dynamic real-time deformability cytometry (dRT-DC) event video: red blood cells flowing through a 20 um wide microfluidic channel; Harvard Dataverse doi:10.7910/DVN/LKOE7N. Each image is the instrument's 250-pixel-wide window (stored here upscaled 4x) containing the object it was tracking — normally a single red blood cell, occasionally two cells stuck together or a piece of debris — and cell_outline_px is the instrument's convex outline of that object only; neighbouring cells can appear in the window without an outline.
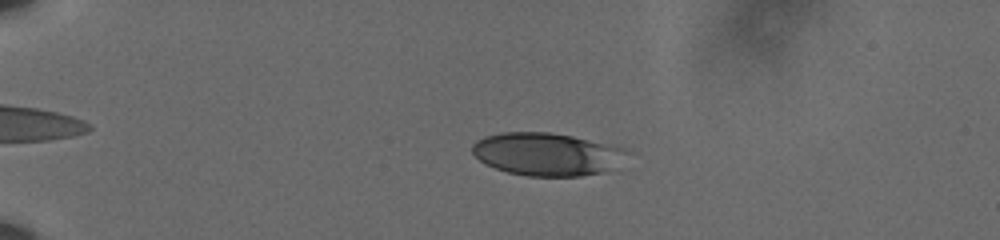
{"species": "human", "species_latin": "Homo sapiens", "temperature_condition": "cold", "stored_images_in_passage": 60, "camera_frame_rate_fps": 3000, "um_per_image_px": 0.085, "donor": {"sex": "male"}, "frame": {"image": 1, "passage_image": 16, "time_ms": 5.0, "image_size_px": [1000, 240], "cell_outline_px": [[632, 152], [600, 172], [580, 176], [528, 176], [508, 172], [484, 164], [472, 152], [472, 144], [476, 140], [484, 136], [504, 132], [548, 132], [572, 136], [624, 148]], "centroid_in_image_um": [46.4, 13.09], "position_along_channel_um": 38.6, "area_um2": 38.03}}
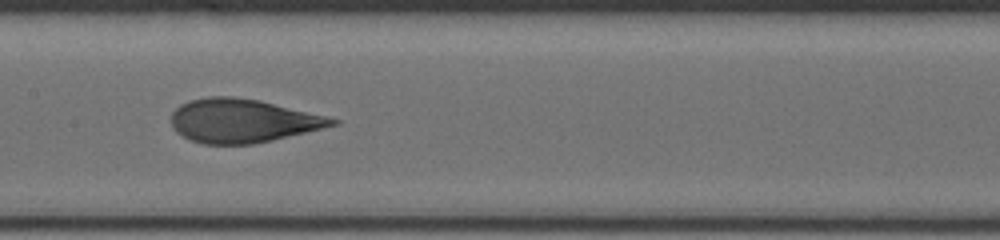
{"frame": {"image": 2, "passage_image": 34, "time_ms": 11.0, "image_size_px": [1000, 240], "cell_outline_px": [[340, 124], [272, 140], [252, 144], [204, 144], [192, 140], [176, 132], [172, 128], [172, 112], [180, 104], [188, 100], [208, 96], [232, 96], [256, 100], [324, 116], [340, 120]], "centroid_in_image_um": [20.57, 10.27], "position_along_channel_um": 186.8, "area_um2": 40.46}}
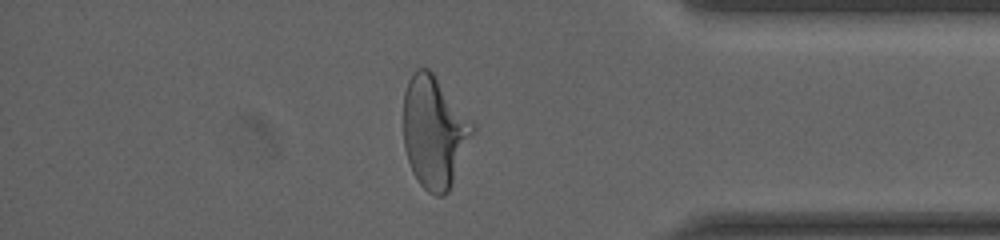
{"frame": {"image": 3, "passage_image": 53, "time_ms": 17.333, "image_size_px": [1000, 240], "cell_outline_px": [[476, 128], [452, 184], [448, 192], [444, 196], [436, 196], [428, 192], [420, 184], [412, 172], [404, 148], [404, 92], [408, 80], [412, 72], [416, 68], [428, 68], [432, 72], [476, 124]], "centroid_in_image_um": [36.92, 11.21], "position_along_channel_um": 398.3, "area_um2": 45.26}, "authors_computed_cell_mechanics": {"area_um2": 40.2288, "velocity_mm_per_s": 3.6016, "shape_relaxation_time_tau1_ms": 3.96, "shape_relaxation_time_tau2_ms": 0.8224, "deformation_change_tau1": 0.1844, "deformation_change_tau2": 0.074}}